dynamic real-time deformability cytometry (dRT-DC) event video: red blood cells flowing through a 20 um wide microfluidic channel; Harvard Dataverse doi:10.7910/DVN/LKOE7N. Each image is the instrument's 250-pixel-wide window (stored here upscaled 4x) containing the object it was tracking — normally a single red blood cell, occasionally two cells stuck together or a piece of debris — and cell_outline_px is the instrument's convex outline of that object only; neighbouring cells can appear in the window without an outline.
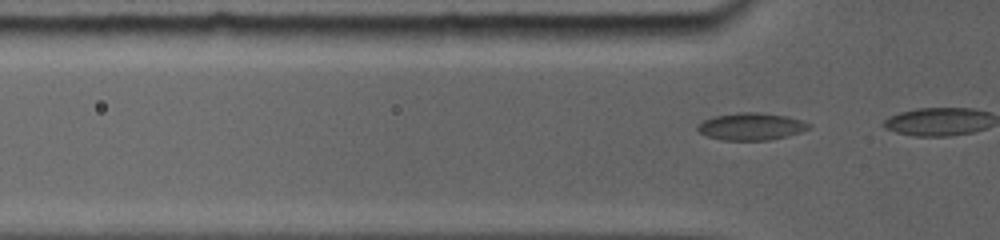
{"species": "common noctule bat (a hibernating species)", "species_latin": "Nyctalus noctula", "temperature_condition": "room temperature", "stored_images_in_passage": 6, "camera_frame_rate_fps": 5000, "um_per_image_px": 0.085, "animal": {"sex": "female", "body_mass_g": 19.0, "forearm_length_mm": 56.7}, "frame": {"image": 1, "passage_image": 3, "time_ms": 0.4, "image_size_px": [1000, 240], "cell_outline_px": [[808, 128], [784, 136], [764, 140], [724, 140], [708, 136], [700, 132], [696, 128], [704, 120], [712, 116], [740, 112], [756, 112], [784, 116], [800, 120], [808, 124]], "centroid_in_image_um": [63.75, 10.74], "position_along_channel_um": 62.0, "area_um2": 16.99}}